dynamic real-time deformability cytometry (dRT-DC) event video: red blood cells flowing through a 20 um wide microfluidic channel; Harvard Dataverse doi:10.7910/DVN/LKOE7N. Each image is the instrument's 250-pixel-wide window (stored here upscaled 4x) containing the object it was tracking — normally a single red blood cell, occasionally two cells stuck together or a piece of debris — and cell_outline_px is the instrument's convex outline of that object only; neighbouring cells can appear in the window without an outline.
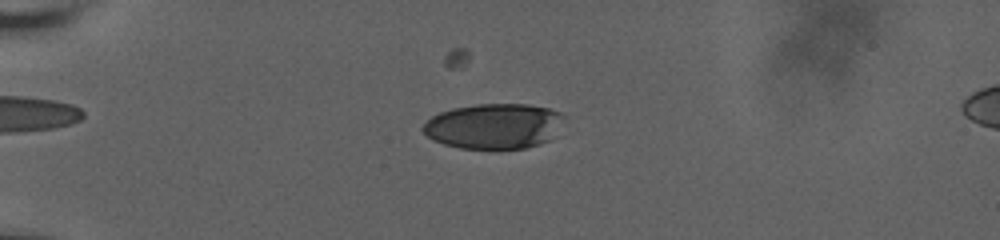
{"species": "human", "species_latin": "Homo sapiens", "temperature_condition": "room temperature", "stored_images_in_passage": 45, "camera_frame_rate_fps": 3000, "um_per_image_px": 0.085, "donor": {"sex": "male"}, "frame": {"image": 1, "passage_image": 3, "time_ms": 0.667, "image_size_px": [1000, 240], "cell_outline_px": [[568, 116], [556, 136], [540, 144], [524, 148], [460, 148], [444, 144], [432, 140], [420, 128], [432, 116], [440, 112], [452, 108], [476, 104], [528, 104], [548, 108], [564, 112]], "centroid_in_image_um": [42.06, 10.7], "position_along_channel_um": 42.9, "area_um2": 37.74}}
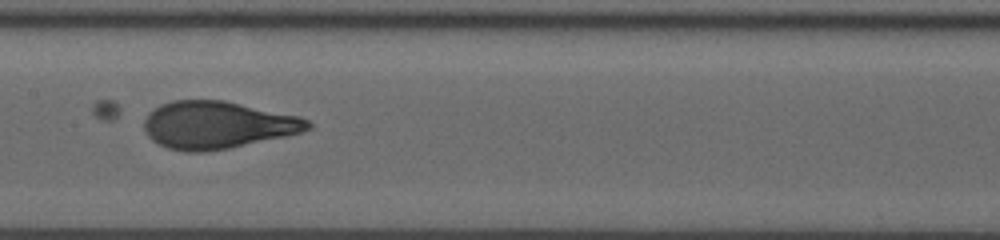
{"frame": {"image": 2, "passage_image": 21, "time_ms": 6.0, "image_size_px": [1000, 240], "cell_outline_px": [[312, 128], [300, 132], [284, 136], [228, 148], [204, 152], [188, 152], [168, 148], [152, 140], [148, 136], [144, 128], [144, 120], [148, 112], [160, 104], [172, 100], [224, 100], [300, 116], [308, 120], [312, 124]], "centroid_in_image_um": [18.45, 10.61], "position_along_channel_um": 188.9, "area_um2": 45.14}}
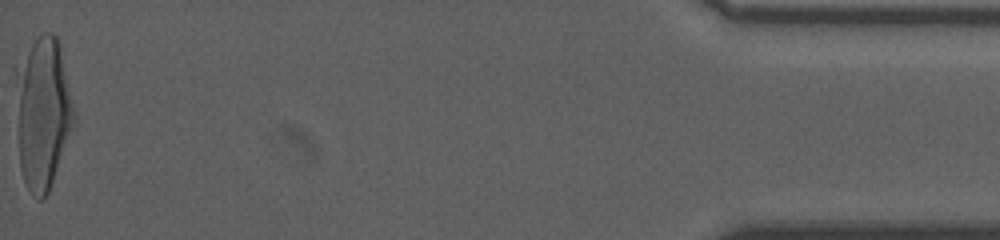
{"frame": {"image": 3, "passage_image": 45, "time_ms": 15.0, "image_size_px": [1000, 240], "cell_outline_px": [[76, 124], [48, 192], [40, 200], [36, 200], [32, 196], [24, 184], [20, 168], [16, 80], [16, 68], [32, 44], [44, 32], [52, 32], [56, 36], [60, 48], [76, 108]], "centroid_in_image_um": [3.68, 9.64], "position_along_channel_um": 431.5, "area_um2": 51.62}}